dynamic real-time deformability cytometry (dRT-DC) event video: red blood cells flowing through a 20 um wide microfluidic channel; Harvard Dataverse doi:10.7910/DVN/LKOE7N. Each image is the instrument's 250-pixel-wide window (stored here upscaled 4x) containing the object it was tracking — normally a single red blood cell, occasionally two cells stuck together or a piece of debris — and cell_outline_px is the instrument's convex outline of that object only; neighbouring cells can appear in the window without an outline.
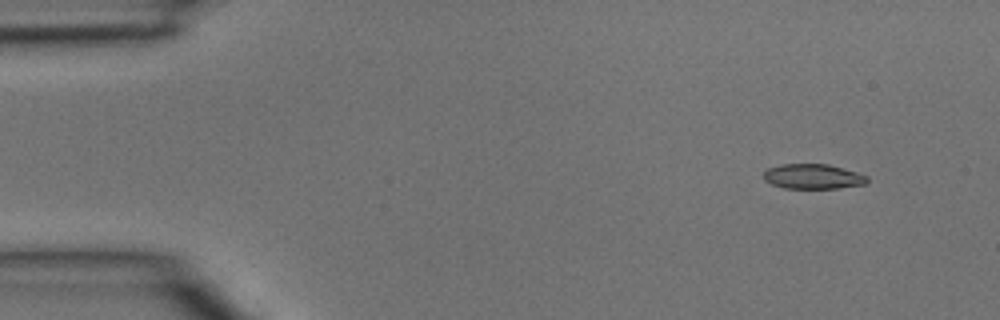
{"species": "common noctule bat (a hibernating species)", "species_latin": "Nyctalus noctula", "temperature_condition": "room temperature", "stored_images_in_passage": 4, "camera_frame_rate_fps": 3000, "um_per_image_px": 0.085, "animal": {"sex": "male", "body_mass_g": 15.6}, "frame": {"image": 1, "passage_image": 2, "time_ms": 0.333, "image_size_px": [1000, 320], "cell_outline_px": [[868, 180], [864, 184], [840, 188], [784, 188], [772, 184], [764, 180], [764, 172], [768, 168], [780, 164], [828, 164], [856, 172], [868, 176]], "centroid_in_image_um": [69.09, 15.0], "position_along_channel_um": 15.9, "area_um2": 14.97}}